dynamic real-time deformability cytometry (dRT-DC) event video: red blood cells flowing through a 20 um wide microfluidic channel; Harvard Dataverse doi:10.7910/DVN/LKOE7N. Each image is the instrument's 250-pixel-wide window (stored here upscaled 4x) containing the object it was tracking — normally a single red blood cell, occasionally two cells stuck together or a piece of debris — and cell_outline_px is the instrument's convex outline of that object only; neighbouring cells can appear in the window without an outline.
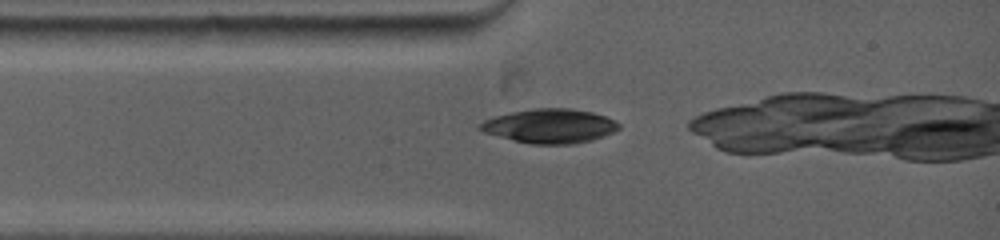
{"species": "common noctule bat (a hibernating species)", "species_latin": "Nyctalus noctula", "temperature_condition": "warm", "stored_images_in_passage": 8, "camera_frame_rate_fps": 5000, "um_per_image_px": 0.085, "animal": {"sex": "female", "body_mass_g": 19.0, "forearm_length_mm": 53.3}, "frame": {"image": 1, "passage_image": 1, "time_ms": 0.0, "image_size_px": [1000, 240], "cell_outline_px": [[620, 128], [604, 136], [592, 140], [572, 144], [532, 144], [512, 140], [484, 132], [476, 128], [484, 120], [496, 116], [512, 112], [532, 108], [572, 108], [592, 112], [604, 116], [620, 124]], "centroid_in_image_um": [46.73, 10.71], "position_along_channel_um": 38.3, "area_um2": 27.57}}
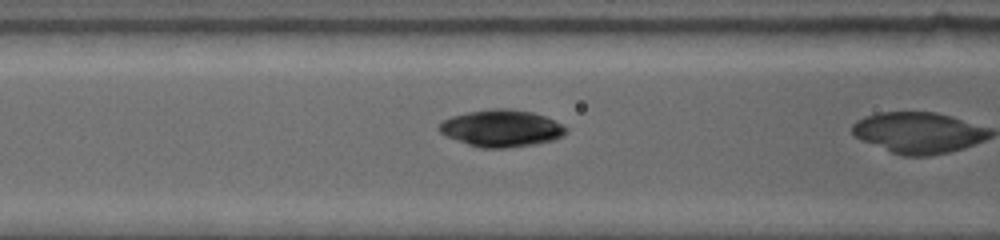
{"frame": {"image": 2, "passage_image": 5, "time_ms": 2.2, "image_size_px": [1000, 240], "cell_outline_px": [[568, 132], [564, 136], [552, 140], [536, 144], [508, 148], [480, 148], [444, 136], [436, 128], [444, 120], [452, 116], [468, 112], [492, 108], [512, 108], [532, 112], [544, 116], [568, 128]], "centroid_in_image_um": [42.61, 10.91], "position_along_channel_um": 124.0, "area_um2": 27.51}}
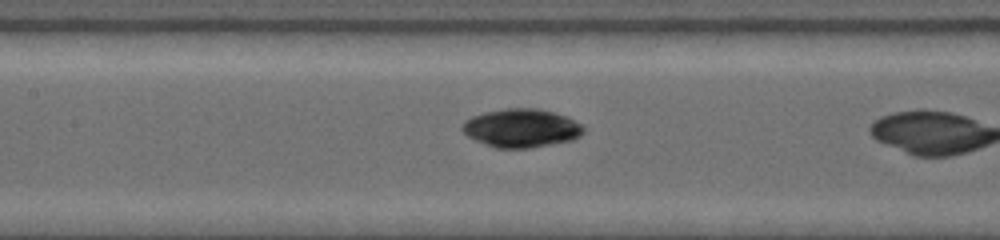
{"frame": {"image": 3, "passage_image": 7, "time_ms": 3.2, "image_size_px": [1000, 240], "cell_outline_px": [[584, 132], [580, 136], [572, 140], [532, 148], [496, 148], [476, 140], [468, 136], [460, 128], [460, 124], [464, 120], [472, 116], [484, 112], [504, 108], [536, 108], [568, 116], [580, 124], [584, 128]], "centroid_in_image_um": [44.3, 10.88], "position_along_channel_um": 163.1, "area_um2": 27.34}}